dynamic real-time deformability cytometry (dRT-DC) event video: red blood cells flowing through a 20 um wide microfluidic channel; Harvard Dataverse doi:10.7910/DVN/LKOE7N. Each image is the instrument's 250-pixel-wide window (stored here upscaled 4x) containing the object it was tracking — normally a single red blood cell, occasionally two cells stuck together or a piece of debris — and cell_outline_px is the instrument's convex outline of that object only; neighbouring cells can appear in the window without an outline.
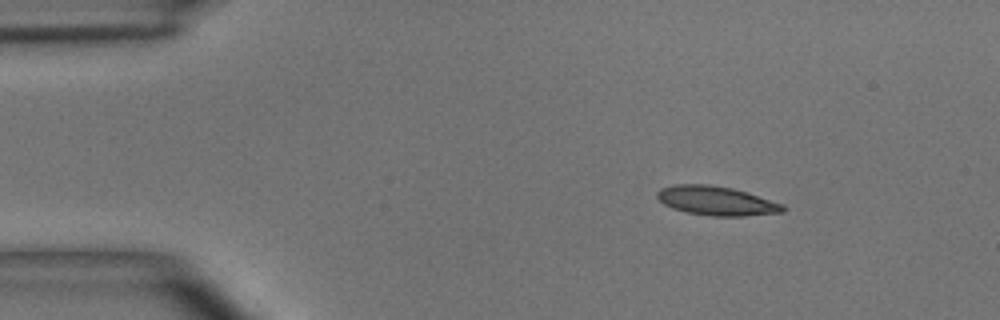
{"species": "common noctule bat (a hibernating species)", "species_latin": "Nyctalus noctula", "temperature_condition": "room temperature", "stored_images_in_passage": 3, "segment_of_instrument_passage": [1, 2], "camera_frame_rate_fps": 3000, "um_per_image_px": 0.085, "animal": {"sex": "male", "body_mass_g": 15.6}, "frame": {"image": 1, "passage_image": 1, "time_ms": 0.0, "image_size_px": [1000, 320], "cell_outline_px": [[788, 208], [784, 212], [744, 216], [712, 216], [688, 212], [672, 208], [664, 204], [656, 196], [656, 192], [660, 188], [676, 184], [712, 184], [732, 188], [748, 192], [784, 204]], "centroid_in_image_um": [60.93, 17.06], "position_along_channel_um": 24.1, "area_um2": 21.56}}